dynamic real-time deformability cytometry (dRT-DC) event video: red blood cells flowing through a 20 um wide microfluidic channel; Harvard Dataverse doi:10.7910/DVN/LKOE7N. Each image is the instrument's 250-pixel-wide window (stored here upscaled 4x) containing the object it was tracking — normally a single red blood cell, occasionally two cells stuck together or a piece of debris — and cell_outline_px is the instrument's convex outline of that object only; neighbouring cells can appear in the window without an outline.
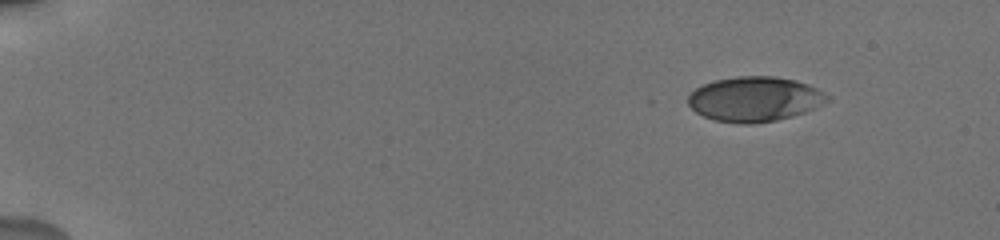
{"species": "human", "species_latin": "Homo sapiens", "temperature_condition": "cold", "stored_images_in_passage": 44, "camera_frame_rate_fps": 3000, "um_per_image_px": 0.085, "donor": {"sex": "male"}, "frame": {"image": 1, "passage_image": 1, "time_ms": 0.0, "image_size_px": [1000, 240], "cell_outline_px": [[832, 96], [824, 104], [816, 108], [792, 116], [776, 120], [752, 124], [740, 124], [712, 120], [696, 112], [688, 104], [688, 92], [712, 80], [736, 76], [772, 76], [796, 80], [808, 84]], "centroid_in_image_um": [64.14, 8.42], "position_along_channel_um": 20.9, "area_um2": 36.76}}
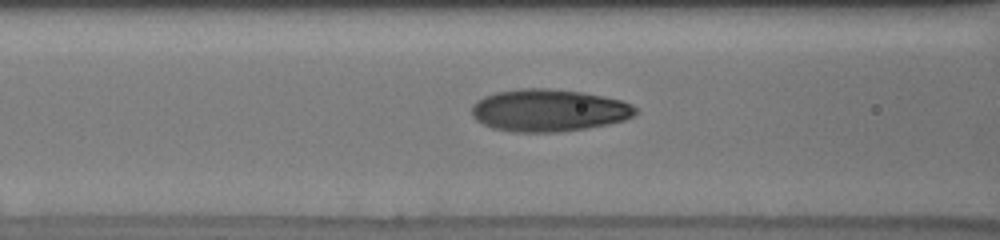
{"frame": {"image": 2, "passage_image": 24, "time_ms": 6.0, "image_size_px": [1000, 240], "cell_outline_px": [[640, 112], [624, 120], [608, 124], [588, 128], [560, 132], [512, 132], [492, 128], [476, 120], [472, 116], [472, 104], [476, 100], [484, 96], [496, 92], [520, 88], [548, 88], [580, 92], [604, 96], [620, 100], [632, 104]], "centroid_in_image_um": [46.63, 9.38], "position_along_channel_um": 120.0, "area_um2": 40.63}}
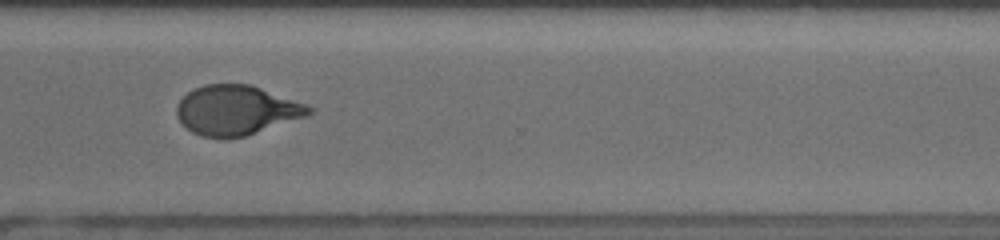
{"frame": {"image": 3, "passage_image": 43, "time_ms": 12.0, "image_size_px": [1000, 240], "cell_outline_px": [[316, 108], [312, 112], [304, 116], [244, 136], [228, 140], [224, 140], [200, 136], [192, 132], [176, 116], [176, 104], [188, 92], [204, 84], [248, 84], [260, 88]], "centroid_in_image_um": [20.03, 9.38], "position_along_channel_um": 350.6, "area_um2": 37.92}}